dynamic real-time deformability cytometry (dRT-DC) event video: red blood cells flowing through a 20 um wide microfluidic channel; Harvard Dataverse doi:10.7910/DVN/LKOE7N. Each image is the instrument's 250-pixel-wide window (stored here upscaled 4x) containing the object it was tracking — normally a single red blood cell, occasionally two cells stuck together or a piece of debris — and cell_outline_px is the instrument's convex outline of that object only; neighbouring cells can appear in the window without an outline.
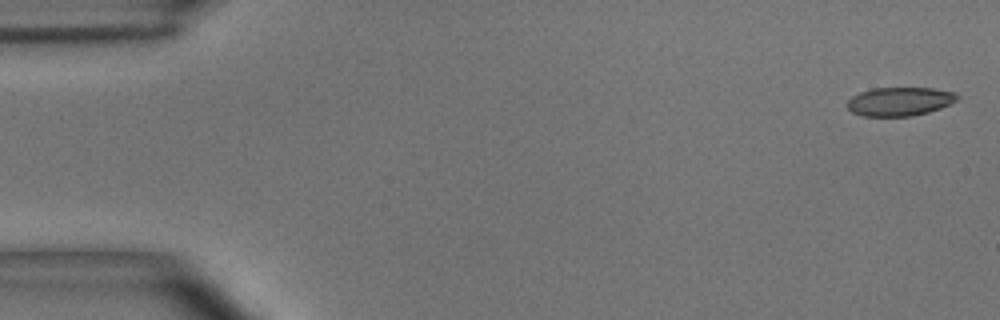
{"species": "common noctule bat (a hibernating species)", "species_latin": "Nyctalus noctula", "temperature_condition": "room temperature", "stored_images_in_passage": 5, "camera_frame_rate_fps": 3000, "um_per_image_px": 0.085, "animal": {"sex": "male", "body_mass_g": 15.6}, "frame": {"image": 1, "passage_image": 1, "time_ms": 0.0, "image_size_px": [1000, 320], "cell_outline_px": [[960, 100], [940, 108], [928, 112], [912, 116], [860, 116], [852, 112], [848, 108], [848, 100], [852, 96], [860, 92], [872, 88], [932, 88], [956, 92], [960, 96]], "centroid_in_image_um": [76.51, 8.62], "position_along_channel_um": 8.5, "area_um2": 18.55}}
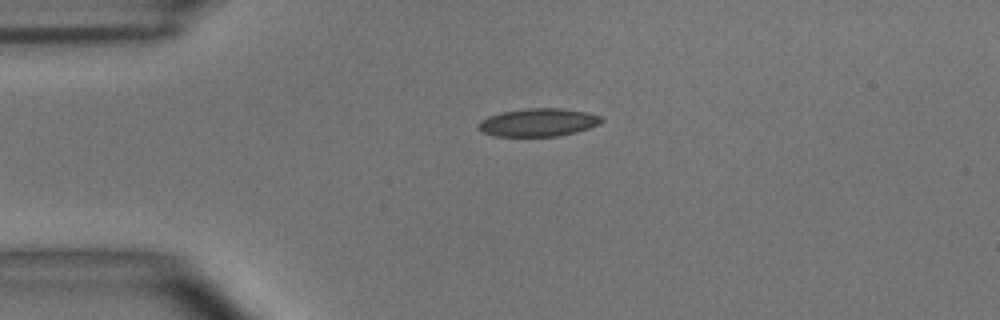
{"frame": {"image": 2, "passage_image": 4, "time_ms": 1.0, "image_size_px": [1000, 320], "cell_outline_px": [[604, 120], [600, 124], [576, 132], [556, 136], [496, 136], [484, 132], [476, 128], [476, 124], [480, 120], [488, 116], [500, 112], [528, 108], [560, 108], [588, 112], [600, 116]], "centroid_in_image_um": [45.73, 10.4], "position_along_channel_um": 39.3, "area_um2": 20.17}}